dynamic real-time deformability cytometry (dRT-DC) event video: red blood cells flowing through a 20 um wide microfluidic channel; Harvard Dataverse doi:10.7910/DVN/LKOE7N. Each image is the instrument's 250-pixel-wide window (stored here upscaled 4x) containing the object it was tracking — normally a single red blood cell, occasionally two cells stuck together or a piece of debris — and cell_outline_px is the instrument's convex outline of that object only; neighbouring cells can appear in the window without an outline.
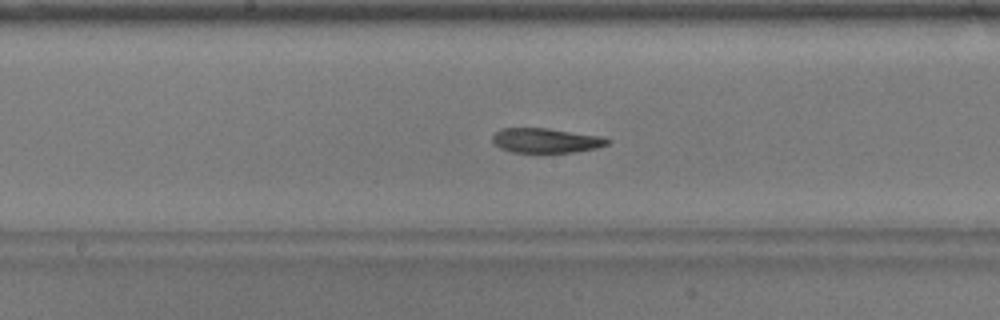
{"species": "common noctule bat (a hibernating species)", "species_latin": "Nyctalus noctula", "temperature_condition": "warm", "stored_images_in_passage": 37, "camera_frame_rate_fps": 3000, "um_per_image_px": 0.085, "animal": {"sex": "male", "body_mass_g": 17.9}, "frame": {"image": 1, "passage_image": 11, "time_ms": 3.333, "image_size_px": [1000, 320], "cell_outline_px": [[612, 140], [608, 144], [596, 148], [572, 152], [512, 152], [500, 148], [492, 140], [492, 136], [500, 128], [548, 128], [604, 136]], "centroid_in_image_um": [46.44, 11.93], "position_along_channel_um": 201.8, "area_um2": 16.59}}